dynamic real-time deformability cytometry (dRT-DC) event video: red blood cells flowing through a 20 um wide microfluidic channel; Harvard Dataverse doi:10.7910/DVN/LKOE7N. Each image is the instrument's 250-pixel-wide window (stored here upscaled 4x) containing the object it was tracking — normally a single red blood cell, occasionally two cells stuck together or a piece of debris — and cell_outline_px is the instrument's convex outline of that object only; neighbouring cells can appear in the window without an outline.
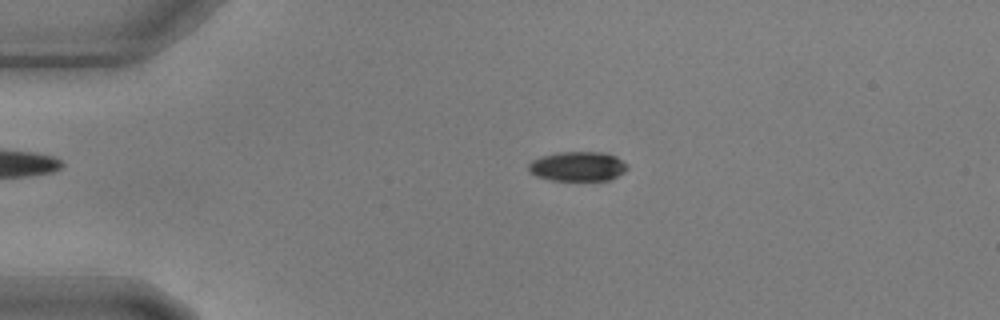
{"species": "common noctule bat (a hibernating species)", "species_latin": "Nyctalus noctula", "temperature_condition": "warm", "stored_images_in_passage": 10, "camera_frame_rate_fps": 3000, "um_per_image_px": 0.085, "animal": {"sex": "male", "body_mass_g": 17.9, "forearm_length_mm": 54.2}, "frame": {"image": 1, "passage_image": 4, "time_ms": 1.0, "image_size_px": [1000, 320], "cell_outline_px": [[628, 168], [624, 172], [612, 180], [552, 180], [536, 176], [528, 172], [528, 164], [532, 160], [540, 156], [560, 152], [608, 152], [616, 156], [628, 164]], "centroid_in_image_um": [49.12, 14.13], "position_along_channel_um": 35.9, "area_um2": 17.28}}